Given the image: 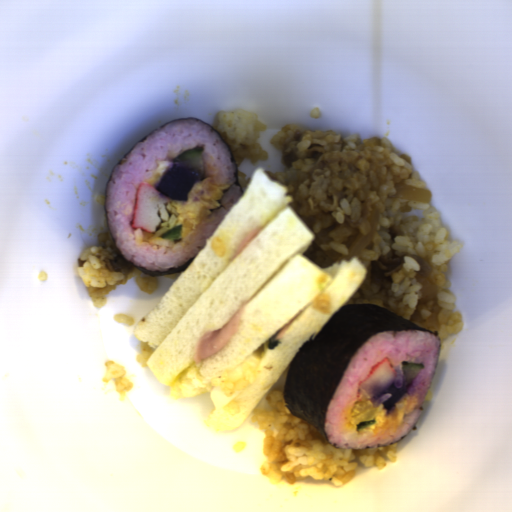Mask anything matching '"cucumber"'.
<instances>
[{
	"instance_id": "4",
	"label": "cucumber",
	"mask_w": 512,
	"mask_h": 512,
	"mask_svg": "<svg viewBox=\"0 0 512 512\" xmlns=\"http://www.w3.org/2000/svg\"><path fill=\"white\" fill-rule=\"evenodd\" d=\"M374 423H376V419L370 421H362L356 425V431L361 432V430L373 425Z\"/></svg>"
},
{
	"instance_id": "3",
	"label": "cucumber",
	"mask_w": 512,
	"mask_h": 512,
	"mask_svg": "<svg viewBox=\"0 0 512 512\" xmlns=\"http://www.w3.org/2000/svg\"><path fill=\"white\" fill-rule=\"evenodd\" d=\"M183 234V226H177L173 229L167 230L160 237L166 241H180Z\"/></svg>"
},
{
	"instance_id": "1",
	"label": "cucumber",
	"mask_w": 512,
	"mask_h": 512,
	"mask_svg": "<svg viewBox=\"0 0 512 512\" xmlns=\"http://www.w3.org/2000/svg\"><path fill=\"white\" fill-rule=\"evenodd\" d=\"M204 146H195L192 149L183 151L176 158H174V165H181L191 171L201 174L204 178Z\"/></svg>"
},
{
	"instance_id": "2",
	"label": "cucumber",
	"mask_w": 512,
	"mask_h": 512,
	"mask_svg": "<svg viewBox=\"0 0 512 512\" xmlns=\"http://www.w3.org/2000/svg\"><path fill=\"white\" fill-rule=\"evenodd\" d=\"M424 365L417 362H401V369L403 371L402 377V389L406 391L409 390L412 382L416 379V377L422 372L424 369Z\"/></svg>"
}]
</instances>
